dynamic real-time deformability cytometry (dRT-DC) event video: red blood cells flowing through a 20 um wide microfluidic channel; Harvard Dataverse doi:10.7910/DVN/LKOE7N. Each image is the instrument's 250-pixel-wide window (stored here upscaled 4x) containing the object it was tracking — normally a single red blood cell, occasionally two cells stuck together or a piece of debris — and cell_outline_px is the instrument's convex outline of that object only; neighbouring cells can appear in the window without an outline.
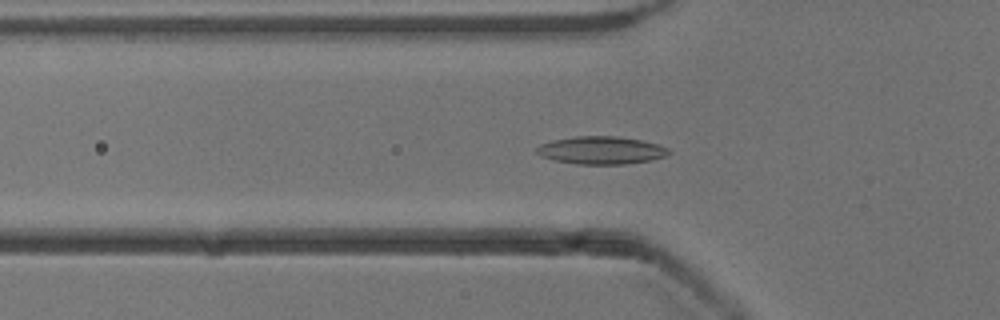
{"species": "common noctule bat (a hibernating species)", "species_latin": "Nyctalus noctula", "temperature_condition": "cold", "stored_images_in_passage": 52, "camera_frame_rate_fps": 3000, "um_per_image_px": 0.085, "animal": {"sex": "male", "body_mass_g": 13.3}, "frame": {"image": 1, "passage_image": 17, "time_ms": 5.333, "image_size_px": [1000, 320], "cell_outline_px": [[672, 152], [664, 156], [652, 160], [624, 164], [576, 164], [552, 160], [540, 156], [536, 152], [536, 148], [540, 144], [552, 140], [576, 136], [616, 136], [640, 140], [656, 144], [668, 148]], "centroid_in_image_um": [51.06, 12.78], "position_along_channel_um": 74.7, "area_um2": 21.39}}
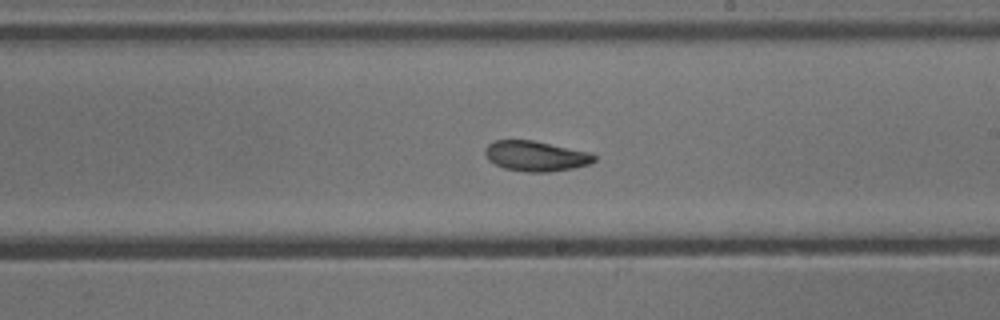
{"frame": {"image": 2, "passage_image": 30, "time_ms": 9.667, "image_size_px": [1000, 320], "cell_outline_px": [[596, 160], [588, 164], [572, 168], [548, 172], [524, 172], [504, 168], [488, 160], [484, 152], [484, 148], [488, 144], [496, 140], [532, 140], [592, 152], [596, 156]], "centroid_in_image_um": [45.54, 13.26], "position_along_channel_um": 243.5, "area_um2": 19.31}}
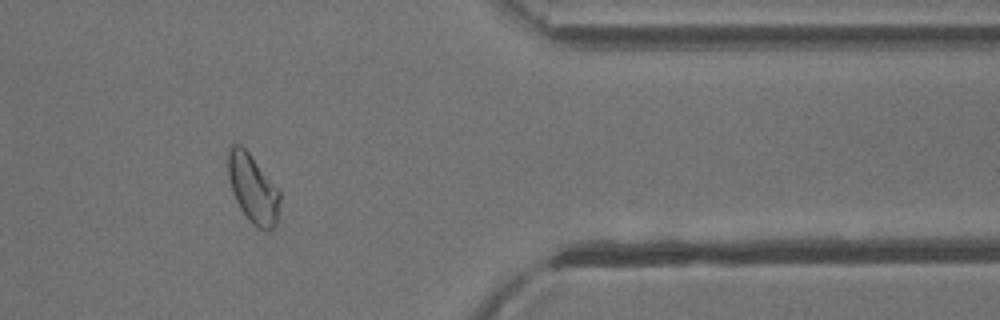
{"frame": {"image": 3, "passage_image": 43, "time_ms": 14.0, "image_size_px": [1000, 320], "cell_outline_px": [[280, 200], [276, 224], [268, 232], [252, 224], [248, 220], [240, 208], [232, 192], [228, 176], [228, 148], [232, 144], [240, 144], [248, 152], [280, 192]], "centroid_in_image_um": [21.48, 16.05], "position_along_channel_um": 389.9, "area_um2": 20.46}, "authors_computed_cell_mechanics": {"area_um2": 20.0566, "velocity_mm_per_s": 3.8775, "shape_relaxation_time_tau1_ms": 4.5349, "shape_relaxation_time_tau2_ms": 3.5213, "deformation_change_tau1": 0.107, "deformation_change_tau2": 0.0939}}